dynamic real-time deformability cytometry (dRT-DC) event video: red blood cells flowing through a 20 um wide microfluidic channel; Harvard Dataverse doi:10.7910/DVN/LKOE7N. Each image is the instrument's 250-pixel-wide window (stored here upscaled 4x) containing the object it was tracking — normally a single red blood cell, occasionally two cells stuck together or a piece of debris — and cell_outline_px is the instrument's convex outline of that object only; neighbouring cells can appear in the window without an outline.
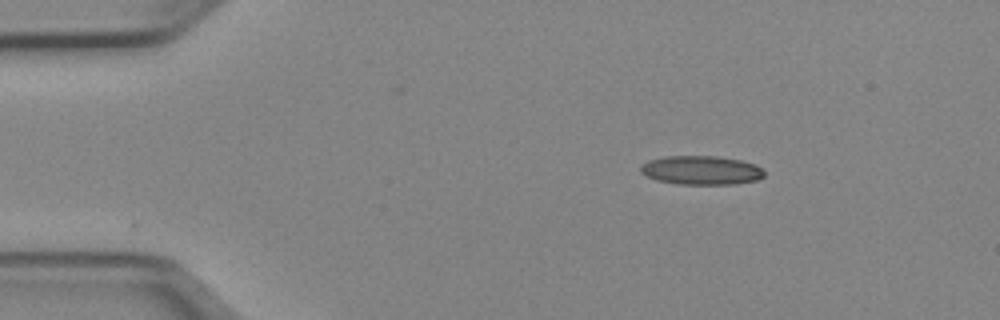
{"species": "Egyptian fruit bat (a non-hibernating species)", "species_latin": "Rousettus aegyptiacus", "temperature_condition": "cold", "stored_images_in_passage": 44, "camera_frame_rate_fps": 3000, "um_per_image_px": 0.085, "animal": {"sex": "female"}, "frame": {"image": 1, "passage_image": 1, "time_ms": 0.0, "image_size_px": [1000, 320], "cell_outline_px": [[764, 176], [756, 180], [736, 184], [680, 184], [656, 180], [640, 172], [640, 168], [648, 160], [664, 156], [716, 156], [740, 160], [756, 164], [764, 168]], "centroid_in_image_um": [59.64, 14.47], "position_along_channel_um": 25.4, "area_um2": 20.87}}
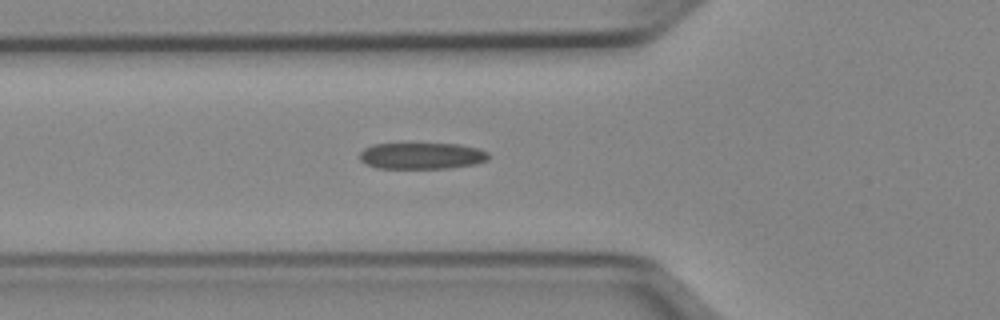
{"frame": {"image": 2, "passage_image": 11, "time_ms": 3.333, "image_size_px": [1000, 320], "cell_outline_px": [[488, 160], [472, 164], [448, 168], [376, 168], [360, 160], [360, 152], [364, 148], [372, 144], [460, 144], [476, 148], [488, 152]], "centroid_in_image_um": [35.82, 13.24], "position_along_channel_um": 90.0, "area_um2": 19.65}}
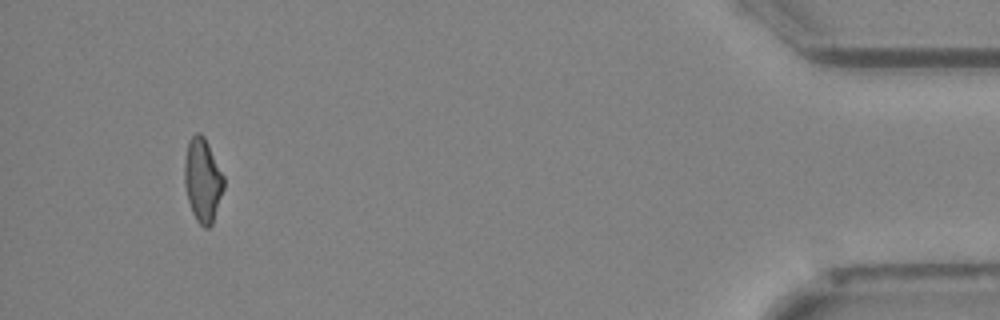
{"frame": {"image": 3, "passage_image": 41, "time_ms": 13.333, "image_size_px": [1000, 320], "cell_outline_px": [[224, 188], [212, 224], [208, 228], [204, 228], [196, 220], [192, 212], [188, 200], [184, 184], [184, 160], [188, 140], [196, 132], [200, 132], [204, 136], [224, 176]], "centroid_in_image_um": [17.21, 15.3], "position_along_channel_um": 418.0, "area_um2": 19.25}, "authors_computed_cell_mechanics": {"area_um2": 20.0566, "velocity_mm_per_s": 3.9853, "shape_relaxation_time_tau1_ms": null, "shape_relaxation_time_tau2_ms": 2.4469, "deformation_change_tau1": null, "deformation_change_tau2": 0.1128}}